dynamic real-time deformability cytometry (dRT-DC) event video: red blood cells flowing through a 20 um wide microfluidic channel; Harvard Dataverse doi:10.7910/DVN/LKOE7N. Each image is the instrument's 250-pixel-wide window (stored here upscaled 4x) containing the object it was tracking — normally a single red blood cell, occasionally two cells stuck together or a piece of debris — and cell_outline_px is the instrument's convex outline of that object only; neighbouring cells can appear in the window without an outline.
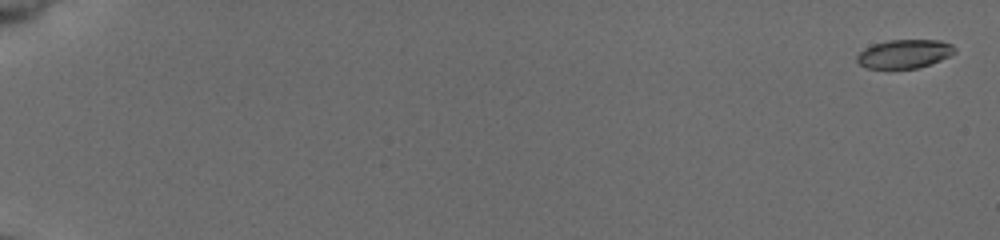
{"species": "common noctule bat (a hibernating species)", "species_latin": "Nyctalus noctula", "temperature_condition": "cold", "stored_images_in_passage": 39, "camera_frame_rate_fps": 3000, "um_per_image_px": 0.085, "animal": {"sex": "female", "body_mass_g": 19.5, "forearm_length_mm": 54.1}, "frame": {"image": 1, "passage_image": 1, "time_ms": 0.0, "image_size_px": [1000, 240], "cell_outline_px": [[956, 52], [940, 60], [916, 68], [868, 68], [860, 64], [856, 60], [856, 56], [864, 48], [872, 44], [888, 40], [940, 40], [952, 44], [956, 48]], "centroid_in_image_um": [76.87, 4.56], "position_along_channel_um": 8.1, "area_um2": 16.24}}
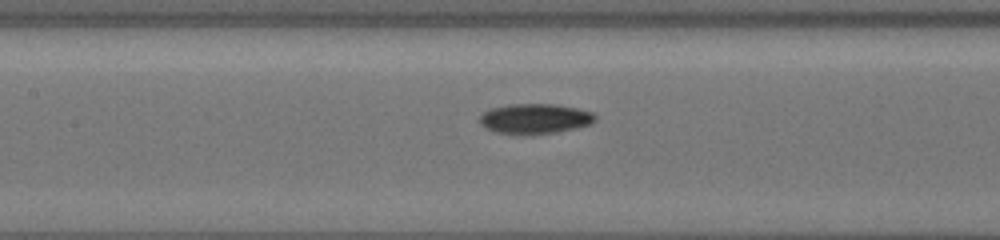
{"frame": {"image": 2, "passage_image": 23, "time_ms": 9.667, "image_size_px": [1000, 240], "cell_outline_px": [[596, 120], [592, 124], [576, 128], [556, 132], [532, 136], [516, 136], [496, 132], [484, 128], [476, 120], [484, 112], [492, 108], [508, 104], [556, 104], [576, 108], [592, 112], [596, 116]], "centroid_in_image_um": [45.43, 10.12], "position_along_channel_um": 162.0, "area_um2": 20.92}}
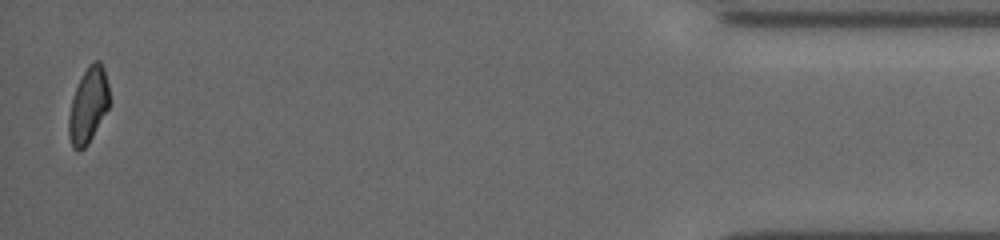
{"frame": {"image": 3, "passage_image": 39, "time_ms": 18.667, "image_size_px": [1000, 240], "cell_outline_px": [[108, 108], [88, 144], [80, 152], [76, 152], [72, 148], [68, 136], [68, 116], [72, 100], [76, 88], [88, 64], [92, 60], [100, 60], [104, 68], [108, 84]], "centroid_in_image_um": [7.48, 8.98], "position_along_channel_um": 427.7, "area_um2": 17.86}, "authors_computed_cell_mechanics": {"area_um2": 18.496, "velocity_mm_per_s": 3.7402, "shape_relaxation_time_tau1_ms": 3.2032, "shape_relaxation_time_tau2_ms": 8.1679, "deformation_change_tau1": 0.1041, "deformation_change_tau2": 0.1317}}